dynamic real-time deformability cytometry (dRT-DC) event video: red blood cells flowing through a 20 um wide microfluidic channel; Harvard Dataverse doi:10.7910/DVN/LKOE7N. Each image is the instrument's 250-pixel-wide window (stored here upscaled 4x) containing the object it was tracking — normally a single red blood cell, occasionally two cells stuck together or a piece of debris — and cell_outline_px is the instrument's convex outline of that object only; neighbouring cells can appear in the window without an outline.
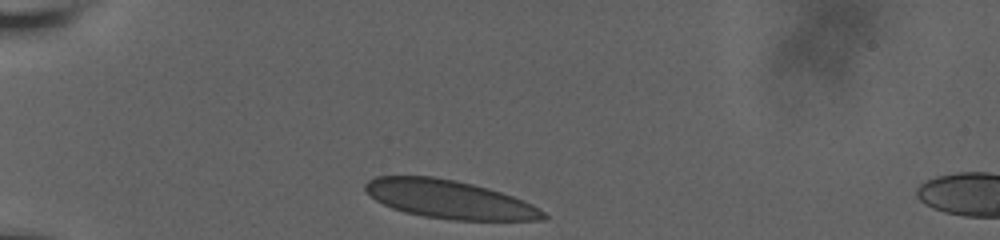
{"species": "human", "species_latin": "Homo sapiens", "temperature_condition": "room temperature", "stored_images_in_passage": 34, "camera_frame_rate_fps": 3000, "um_per_image_px": 0.085, "donor": {"sex": "male"}, "frame": {"image": 1, "passage_image": 1, "time_ms": 0.0, "image_size_px": [1000, 240], "cell_outline_px": [[548, 216], [544, 220], [452, 220], [424, 216], [404, 212], [392, 208], [376, 200], [364, 188], [364, 184], [368, 180], [376, 176], [432, 176], [456, 180], [488, 188], [524, 200], [540, 208]], "centroid_in_image_um": [38.21, 16.94], "position_along_channel_um": 46.8, "area_um2": 39.71}}
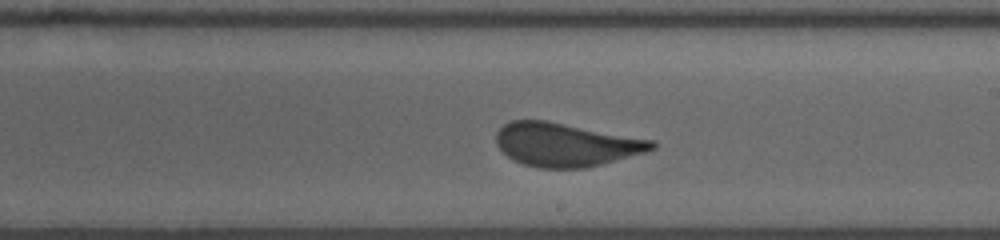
{"frame": {"image": 2, "passage_image": 20, "time_ms": 6.333, "image_size_px": [1000, 240], "cell_outline_px": [[656, 148], [644, 152], [588, 168], [540, 168], [524, 164], [512, 160], [496, 144], [496, 132], [504, 124], [512, 120], [548, 120], [656, 140]], "centroid_in_image_um": [48.11, 12.28], "position_along_channel_um": 240.9, "area_um2": 39.71}}
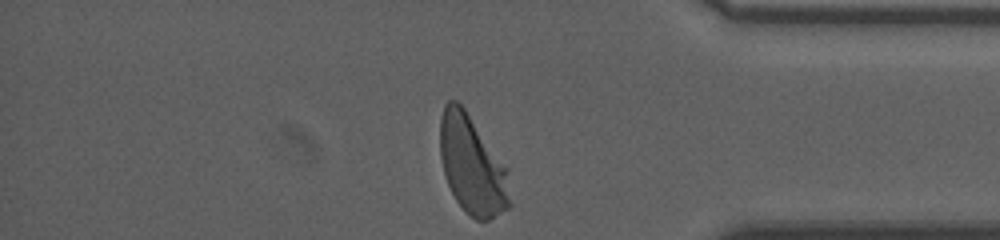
{"frame": {"image": 3, "passage_image": 34, "time_ms": 11.0, "image_size_px": [1000, 240], "cell_outline_px": [[512, 204], [508, 208], [488, 220], [476, 220], [456, 200], [444, 176], [440, 156], [440, 116], [444, 104], [448, 100], [456, 100], [464, 108], [508, 168]], "centroid_in_image_um": [40.14, 14.03], "position_along_channel_um": 395.1, "area_um2": 40.23}, "authors_computed_cell_mechanics": {"area_um2": 39.9398, "velocity_mm_per_s": 3.6404, "shape_relaxation_time_tau1_ms": 8.2798, "shape_relaxation_time_tau2_ms": null, "deformation_change_tau1": 0.2077, "deformation_change_tau2": null}}